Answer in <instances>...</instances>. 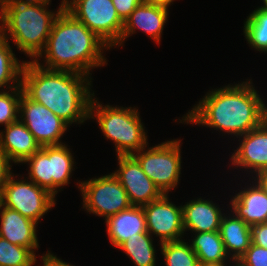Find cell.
I'll list each match as a JSON object with an SVG mask.
<instances>
[{"instance_id": "35", "label": "cell", "mask_w": 267, "mask_h": 266, "mask_svg": "<svg viewBox=\"0 0 267 266\" xmlns=\"http://www.w3.org/2000/svg\"><path fill=\"white\" fill-rule=\"evenodd\" d=\"M261 186L267 191V169L261 171L256 177H254Z\"/></svg>"}, {"instance_id": "24", "label": "cell", "mask_w": 267, "mask_h": 266, "mask_svg": "<svg viewBox=\"0 0 267 266\" xmlns=\"http://www.w3.org/2000/svg\"><path fill=\"white\" fill-rule=\"evenodd\" d=\"M149 233H138L125 240L118 249L131 259L134 266H156V247Z\"/></svg>"}, {"instance_id": "5", "label": "cell", "mask_w": 267, "mask_h": 266, "mask_svg": "<svg viewBox=\"0 0 267 266\" xmlns=\"http://www.w3.org/2000/svg\"><path fill=\"white\" fill-rule=\"evenodd\" d=\"M103 104L93 96L89 119L96 120L103 136L113 141L117 156L133 155L149 144L148 132L135 106Z\"/></svg>"}, {"instance_id": "30", "label": "cell", "mask_w": 267, "mask_h": 266, "mask_svg": "<svg viewBox=\"0 0 267 266\" xmlns=\"http://www.w3.org/2000/svg\"><path fill=\"white\" fill-rule=\"evenodd\" d=\"M120 19L125 22L129 15L141 3V0H112Z\"/></svg>"}, {"instance_id": "33", "label": "cell", "mask_w": 267, "mask_h": 266, "mask_svg": "<svg viewBox=\"0 0 267 266\" xmlns=\"http://www.w3.org/2000/svg\"><path fill=\"white\" fill-rule=\"evenodd\" d=\"M43 261L42 266H75L73 264L67 263L63 261L61 258H58L54 253L51 251H47L46 253L42 254L40 257Z\"/></svg>"}, {"instance_id": "6", "label": "cell", "mask_w": 267, "mask_h": 266, "mask_svg": "<svg viewBox=\"0 0 267 266\" xmlns=\"http://www.w3.org/2000/svg\"><path fill=\"white\" fill-rule=\"evenodd\" d=\"M68 144L43 146L23 163L27 164L29 180L45 188L55 197L70 184L76 165Z\"/></svg>"}, {"instance_id": "26", "label": "cell", "mask_w": 267, "mask_h": 266, "mask_svg": "<svg viewBox=\"0 0 267 266\" xmlns=\"http://www.w3.org/2000/svg\"><path fill=\"white\" fill-rule=\"evenodd\" d=\"M160 251L165 266H200L196 253L185 239L161 243Z\"/></svg>"}, {"instance_id": "23", "label": "cell", "mask_w": 267, "mask_h": 266, "mask_svg": "<svg viewBox=\"0 0 267 266\" xmlns=\"http://www.w3.org/2000/svg\"><path fill=\"white\" fill-rule=\"evenodd\" d=\"M9 43L0 35V91L21 86L22 69L26 62L16 57Z\"/></svg>"}, {"instance_id": "4", "label": "cell", "mask_w": 267, "mask_h": 266, "mask_svg": "<svg viewBox=\"0 0 267 266\" xmlns=\"http://www.w3.org/2000/svg\"><path fill=\"white\" fill-rule=\"evenodd\" d=\"M47 0H1L0 35L35 61L46 47L54 20L64 8L49 9ZM28 56V57H27Z\"/></svg>"}, {"instance_id": "18", "label": "cell", "mask_w": 267, "mask_h": 266, "mask_svg": "<svg viewBox=\"0 0 267 266\" xmlns=\"http://www.w3.org/2000/svg\"><path fill=\"white\" fill-rule=\"evenodd\" d=\"M37 229L38 223L0 203L1 238L14 245L30 248L36 254V250L40 247Z\"/></svg>"}, {"instance_id": "28", "label": "cell", "mask_w": 267, "mask_h": 266, "mask_svg": "<svg viewBox=\"0 0 267 266\" xmlns=\"http://www.w3.org/2000/svg\"><path fill=\"white\" fill-rule=\"evenodd\" d=\"M22 86L0 91V125L6 127L19 119Z\"/></svg>"}, {"instance_id": "36", "label": "cell", "mask_w": 267, "mask_h": 266, "mask_svg": "<svg viewBox=\"0 0 267 266\" xmlns=\"http://www.w3.org/2000/svg\"><path fill=\"white\" fill-rule=\"evenodd\" d=\"M263 3V5L261 4V6H259L258 8H263V9H267V0H261Z\"/></svg>"}, {"instance_id": "22", "label": "cell", "mask_w": 267, "mask_h": 266, "mask_svg": "<svg viewBox=\"0 0 267 266\" xmlns=\"http://www.w3.org/2000/svg\"><path fill=\"white\" fill-rule=\"evenodd\" d=\"M188 239L200 266H226L234 263L228 256L219 231L193 233Z\"/></svg>"}, {"instance_id": "2", "label": "cell", "mask_w": 267, "mask_h": 266, "mask_svg": "<svg viewBox=\"0 0 267 266\" xmlns=\"http://www.w3.org/2000/svg\"><path fill=\"white\" fill-rule=\"evenodd\" d=\"M92 80L85 74L47 69L29 60L21 74L23 93L47 107L69 126L82 125L90 120V104L95 95L91 89Z\"/></svg>"}, {"instance_id": "29", "label": "cell", "mask_w": 267, "mask_h": 266, "mask_svg": "<svg viewBox=\"0 0 267 266\" xmlns=\"http://www.w3.org/2000/svg\"><path fill=\"white\" fill-rule=\"evenodd\" d=\"M239 266H267V249L250 244L246 253L237 261Z\"/></svg>"}, {"instance_id": "37", "label": "cell", "mask_w": 267, "mask_h": 266, "mask_svg": "<svg viewBox=\"0 0 267 266\" xmlns=\"http://www.w3.org/2000/svg\"><path fill=\"white\" fill-rule=\"evenodd\" d=\"M237 263L236 262H234V263H232V264H229V265H226V266H235Z\"/></svg>"}, {"instance_id": "19", "label": "cell", "mask_w": 267, "mask_h": 266, "mask_svg": "<svg viewBox=\"0 0 267 266\" xmlns=\"http://www.w3.org/2000/svg\"><path fill=\"white\" fill-rule=\"evenodd\" d=\"M40 148L41 146L20 119L0 130V149L11 163L23 164Z\"/></svg>"}, {"instance_id": "14", "label": "cell", "mask_w": 267, "mask_h": 266, "mask_svg": "<svg viewBox=\"0 0 267 266\" xmlns=\"http://www.w3.org/2000/svg\"><path fill=\"white\" fill-rule=\"evenodd\" d=\"M116 159L119 166L112 173L127 192L132 206L142 207L163 195L132 155L116 156Z\"/></svg>"}, {"instance_id": "31", "label": "cell", "mask_w": 267, "mask_h": 266, "mask_svg": "<svg viewBox=\"0 0 267 266\" xmlns=\"http://www.w3.org/2000/svg\"><path fill=\"white\" fill-rule=\"evenodd\" d=\"M251 244L267 249V222L251 226Z\"/></svg>"}, {"instance_id": "8", "label": "cell", "mask_w": 267, "mask_h": 266, "mask_svg": "<svg viewBox=\"0 0 267 266\" xmlns=\"http://www.w3.org/2000/svg\"><path fill=\"white\" fill-rule=\"evenodd\" d=\"M60 4L110 48L121 47L124 22L112 0H61Z\"/></svg>"}, {"instance_id": "34", "label": "cell", "mask_w": 267, "mask_h": 266, "mask_svg": "<svg viewBox=\"0 0 267 266\" xmlns=\"http://www.w3.org/2000/svg\"><path fill=\"white\" fill-rule=\"evenodd\" d=\"M175 0H141V3L169 8Z\"/></svg>"}, {"instance_id": "7", "label": "cell", "mask_w": 267, "mask_h": 266, "mask_svg": "<svg viewBox=\"0 0 267 266\" xmlns=\"http://www.w3.org/2000/svg\"><path fill=\"white\" fill-rule=\"evenodd\" d=\"M181 143V139H169L152 147L147 145L132 155L163 194L176 190L180 184Z\"/></svg>"}, {"instance_id": "17", "label": "cell", "mask_w": 267, "mask_h": 266, "mask_svg": "<svg viewBox=\"0 0 267 266\" xmlns=\"http://www.w3.org/2000/svg\"><path fill=\"white\" fill-rule=\"evenodd\" d=\"M200 197V198H199ZM182 204L183 226L185 234L201 232H216L220 229L222 216L225 214L220 205L210 198L199 196Z\"/></svg>"}, {"instance_id": "27", "label": "cell", "mask_w": 267, "mask_h": 266, "mask_svg": "<svg viewBox=\"0 0 267 266\" xmlns=\"http://www.w3.org/2000/svg\"><path fill=\"white\" fill-rule=\"evenodd\" d=\"M37 256L30 248L18 246L0 237V266H35Z\"/></svg>"}, {"instance_id": "9", "label": "cell", "mask_w": 267, "mask_h": 266, "mask_svg": "<svg viewBox=\"0 0 267 266\" xmlns=\"http://www.w3.org/2000/svg\"><path fill=\"white\" fill-rule=\"evenodd\" d=\"M18 177L12 172L7 178L0 195L1 204L39 224L57 204L56 197L25 176Z\"/></svg>"}, {"instance_id": "25", "label": "cell", "mask_w": 267, "mask_h": 266, "mask_svg": "<svg viewBox=\"0 0 267 266\" xmlns=\"http://www.w3.org/2000/svg\"><path fill=\"white\" fill-rule=\"evenodd\" d=\"M243 34L251 49L267 53V9L255 8L245 19Z\"/></svg>"}, {"instance_id": "11", "label": "cell", "mask_w": 267, "mask_h": 266, "mask_svg": "<svg viewBox=\"0 0 267 266\" xmlns=\"http://www.w3.org/2000/svg\"><path fill=\"white\" fill-rule=\"evenodd\" d=\"M19 119L43 146L60 145L69 125L42 104L29 99L24 93L19 101Z\"/></svg>"}, {"instance_id": "13", "label": "cell", "mask_w": 267, "mask_h": 266, "mask_svg": "<svg viewBox=\"0 0 267 266\" xmlns=\"http://www.w3.org/2000/svg\"><path fill=\"white\" fill-rule=\"evenodd\" d=\"M237 139L239 143L235 150L232 149L230 164L237 170L242 169L247 177L254 178L267 169V119L258 128Z\"/></svg>"}, {"instance_id": "1", "label": "cell", "mask_w": 267, "mask_h": 266, "mask_svg": "<svg viewBox=\"0 0 267 266\" xmlns=\"http://www.w3.org/2000/svg\"><path fill=\"white\" fill-rule=\"evenodd\" d=\"M245 80L208 90L192 110L174 121L214 128L222 136L231 135L234 141L258 128L267 119V104L252 78Z\"/></svg>"}, {"instance_id": "12", "label": "cell", "mask_w": 267, "mask_h": 266, "mask_svg": "<svg viewBox=\"0 0 267 266\" xmlns=\"http://www.w3.org/2000/svg\"><path fill=\"white\" fill-rule=\"evenodd\" d=\"M142 207L145 213L147 232L152 237H158L159 245L184 239L182 204L175 205L169 198V194H163L159 199Z\"/></svg>"}, {"instance_id": "10", "label": "cell", "mask_w": 267, "mask_h": 266, "mask_svg": "<svg viewBox=\"0 0 267 266\" xmlns=\"http://www.w3.org/2000/svg\"><path fill=\"white\" fill-rule=\"evenodd\" d=\"M76 184L82 196V209L103 217V220L132 206L127 192L113 173L79 180Z\"/></svg>"}, {"instance_id": "20", "label": "cell", "mask_w": 267, "mask_h": 266, "mask_svg": "<svg viewBox=\"0 0 267 266\" xmlns=\"http://www.w3.org/2000/svg\"><path fill=\"white\" fill-rule=\"evenodd\" d=\"M108 240L118 248L125 240L137 236L138 233H148L143 207L131 206L105 219Z\"/></svg>"}, {"instance_id": "3", "label": "cell", "mask_w": 267, "mask_h": 266, "mask_svg": "<svg viewBox=\"0 0 267 266\" xmlns=\"http://www.w3.org/2000/svg\"><path fill=\"white\" fill-rule=\"evenodd\" d=\"M110 49L63 8L54 20L45 49L35 62L47 69L72 71L92 78L95 68L108 65L104 51Z\"/></svg>"}, {"instance_id": "21", "label": "cell", "mask_w": 267, "mask_h": 266, "mask_svg": "<svg viewBox=\"0 0 267 266\" xmlns=\"http://www.w3.org/2000/svg\"><path fill=\"white\" fill-rule=\"evenodd\" d=\"M226 211L222 216L219 232L228 256L237 263L250 247L251 226L238 218L231 210Z\"/></svg>"}, {"instance_id": "32", "label": "cell", "mask_w": 267, "mask_h": 266, "mask_svg": "<svg viewBox=\"0 0 267 266\" xmlns=\"http://www.w3.org/2000/svg\"><path fill=\"white\" fill-rule=\"evenodd\" d=\"M12 163L8 160L6 154L0 149V195L7 178L12 173Z\"/></svg>"}, {"instance_id": "16", "label": "cell", "mask_w": 267, "mask_h": 266, "mask_svg": "<svg viewBox=\"0 0 267 266\" xmlns=\"http://www.w3.org/2000/svg\"><path fill=\"white\" fill-rule=\"evenodd\" d=\"M169 11L166 7L140 3L124 22L121 46L124 47L127 38L133 36L137 30L142 31L156 42L155 44L160 45Z\"/></svg>"}, {"instance_id": "15", "label": "cell", "mask_w": 267, "mask_h": 266, "mask_svg": "<svg viewBox=\"0 0 267 266\" xmlns=\"http://www.w3.org/2000/svg\"><path fill=\"white\" fill-rule=\"evenodd\" d=\"M247 182H243L246 184L245 187L242 186L241 190L238 189L239 192L236 190L235 195L230 197L227 208L249 226L265 223L267 222V191L255 178L249 177Z\"/></svg>"}]
</instances>
